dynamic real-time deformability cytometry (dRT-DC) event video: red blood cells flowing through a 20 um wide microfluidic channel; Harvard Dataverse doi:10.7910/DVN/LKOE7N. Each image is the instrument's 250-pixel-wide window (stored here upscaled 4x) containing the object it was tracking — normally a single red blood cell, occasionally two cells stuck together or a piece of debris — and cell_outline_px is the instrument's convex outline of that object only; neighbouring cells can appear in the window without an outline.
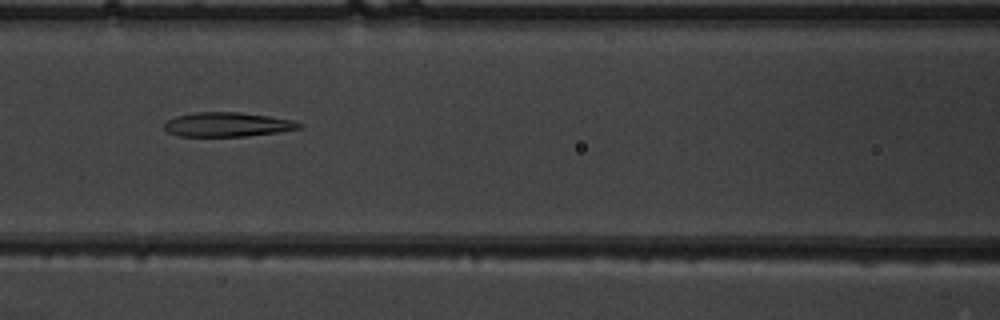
{"species": "common noctule bat (a hibernating species)", "species_latin": "Nyctalus noctula", "temperature_condition": "warm", "stored_images_in_passage": 44, "camera_frame_rate_fps": 3000, "um_per_image_px": 0.085, "animal": {"sex": "male", "body_mass_g": 19.5, "forearm_length_mm": 54.6}, "frame": {"image": 1, "passage_image": 16, "time_ms": 5.0, "image_size_px": [1000, 320], "cell_outline_px": [[304, 124], [300, 128], [280, 132], [244, 136], [180, 136], [168, 132], [164, 128], [164, 124], [168, 120], [176, 116], [196, 112], [240, 112], [268, 116], [292, 120]], "centroid_in_image_um": [19.34, 10.58], "position_along_channel_um": 147.3, "area_um2": 19.02}}
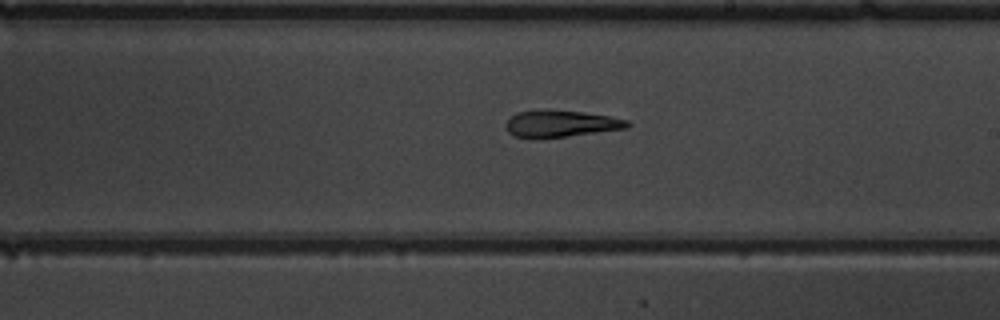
{"frame": {"image": 2, "passage_image": 23, "time_ms": 7.333, "image_size_px": [1000, 320], "cell_outline_px": [[632, 124], [628, 128], [540, 140], [532, 140], [516, 136], [508, 132], [504, 124], [516, 112], [536, 108], [548, 108], [584, 112], [612, 116], [628, 120]], "centroid_in_image_um": [47.63, 10.51], "position_along_channel_um": 241.4, "area_um2": 20.0}}
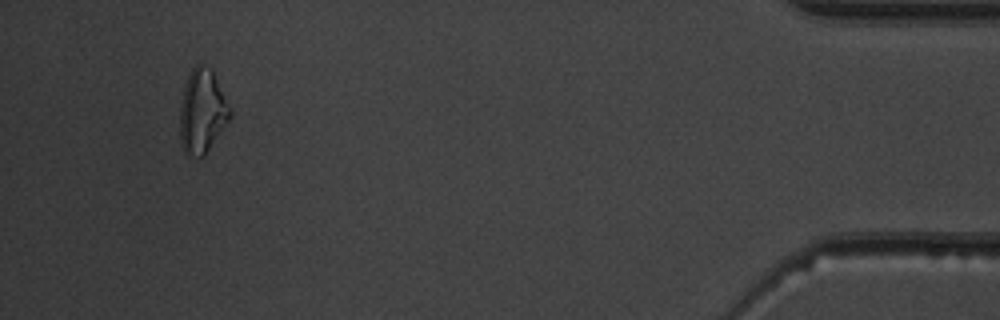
{"frame": {"image": 3, "passage_image": 41, "time_ms": 13.333, "image_size_px": [1000, 320], "cell_outline_px": [[232, 116], [204, 156], [188, 156], [184, 152], [180, 144], [180, 100], [188, 76], [192, 68], [196, 64], [200, 64], [212, 68], [232, 108]], "centroid_in_image_um": [17.2, 9.45], "position_along_channel_um": 418.0, "area_um2": 24.91}, "authors_computed_cell_mechanics": {"area_um2": 19.941, "velocity_mm_per_s": 4.0407, "shape_relaxation_time_tau1_ms": 9.9792, "shape_relaxation_time_tau2_ms": 4.4797, "deformation_change_tau1": 0.3103, "deformation_change_tau2": 0.1845}}